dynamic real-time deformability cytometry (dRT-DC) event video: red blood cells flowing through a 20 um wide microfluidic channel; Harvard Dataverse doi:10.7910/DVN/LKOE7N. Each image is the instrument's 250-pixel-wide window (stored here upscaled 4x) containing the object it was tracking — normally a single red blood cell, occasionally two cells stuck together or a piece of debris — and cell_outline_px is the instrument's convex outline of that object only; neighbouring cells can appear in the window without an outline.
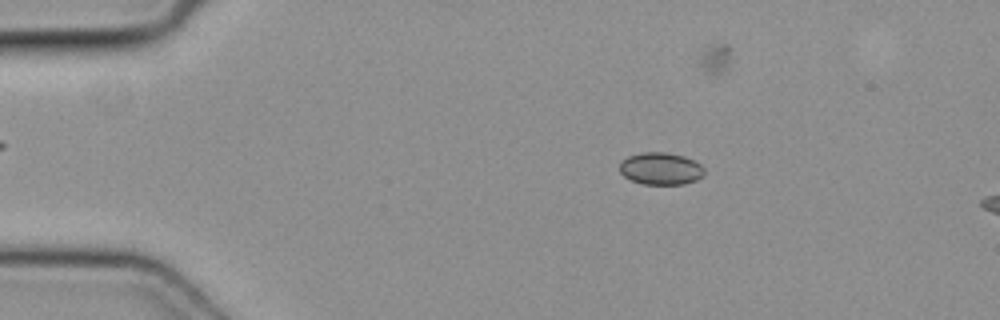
{"species": "common noctule bat (a hibernating species)", "species_latin": "Nyctalus noctula", "temperature_condition": "cold", "stored_images_in_passage": 12, "camera_frame_rate_fps": 3000, "um_per_image_px": 0.085, "animal": {"sex": "female", "body_mass_g": 19.3, "forearm_length_mm": 54.1}, "frame": {"image": 1, "passage_image": 6, "time_ms": 1.667, "image_size_px": [1000, 320], "cell_outline_px": [[704, 176], [696, 180], [684, 184], [644, 184], [632, 180], [624, 176], [620, 172], [620, 164], [628, 156], [640, 152], [664, 152], [684, 156], [700, 164], [704, 168]], "centroid_in_image_um": [56.18, 14.33], "position_along_channel_um": 28.8, "area_um2": 15.84}}